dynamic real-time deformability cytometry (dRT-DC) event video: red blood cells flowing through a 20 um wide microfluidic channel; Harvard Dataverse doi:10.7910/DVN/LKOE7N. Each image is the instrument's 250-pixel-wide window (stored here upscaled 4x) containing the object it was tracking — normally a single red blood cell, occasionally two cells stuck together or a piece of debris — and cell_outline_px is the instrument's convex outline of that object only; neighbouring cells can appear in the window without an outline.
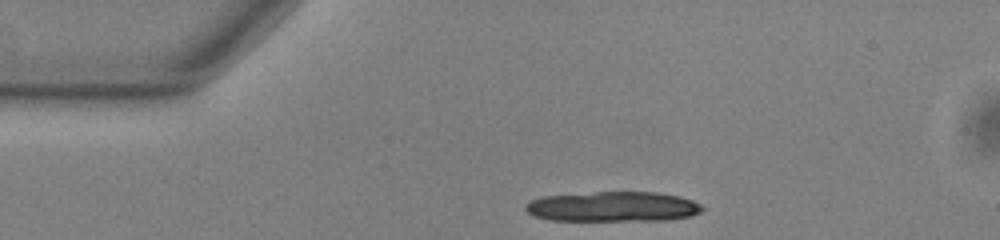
{"species": "common noctule bat (a hibernating species)", "species_latin": "Nyctalus noctula", "temperature_condition": "warm", "stored_images_in_passage": 22, "camera_frame_rate_fps": 3000, "um_per_image_px": 0.085, "animal": {"sex": "male", "body_mass_g": 13.0, "forearm_length_mm": 53.1}, "frame": {"image": 1, "passage_image": 1, "time_ms": 0.0, "image_size_px": [1000, 240], "cell_outline_px": [[704, 208], [700, 212], [692, 216], [668, 220], [548, 220], [532, 216], [524, 208], [524, 204], [528, 200], [540, 196], [596, 192], [656, 192], [680, 196], [692, 200], [700, 204]], "centroid_in_image_um": [52.06, 17.56], "position_along_channel_um": 32.9, "area_um2": 31.27}}
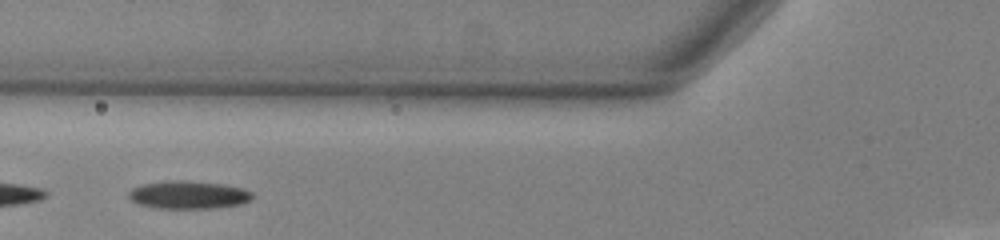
{"frame": {"image": 2, "passage_image": 11, "time_ms": 3.333, "image_size_px": [1000, 240], "cell_outline_px": [[252, 200], [240, 204], [216, 208], [156, 208], [140, 204], [132, 200], [128, 196], [128, 192], [132, 188], [144, 184], [168, 180], [184, 180], [220, 184], [244, 188], [252, 192]], "centroid_in_image_um": [16.03, 16.56], "position_along_channel_um": 109.8, "area_um2": 20.06}}
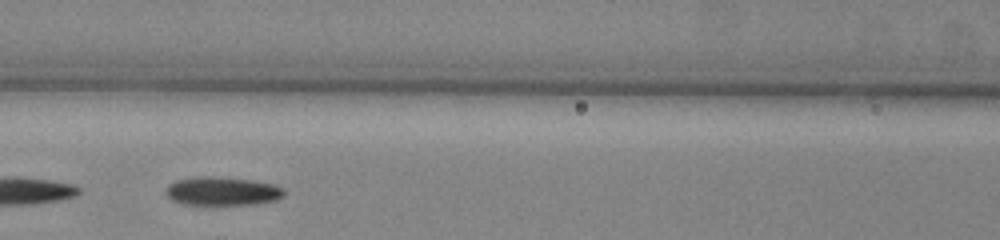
{"frame": {"image": 3, "passage_image": 14, "time_ms": 4.333, "image_size_px": [1000, 240], "cell_outline_px": [[284, 196], [276, 200], [256, 204], [184, 204], [172, 200], [164, 192], [168, 184], [176, 180], [196, 176], [212, 176], [252, 180], [272, 184], [284, 188]], "centroid_in_image_um": [18.88, 16.24], "position_along_channel_um": 147.7, "area_um2": 19.71}}